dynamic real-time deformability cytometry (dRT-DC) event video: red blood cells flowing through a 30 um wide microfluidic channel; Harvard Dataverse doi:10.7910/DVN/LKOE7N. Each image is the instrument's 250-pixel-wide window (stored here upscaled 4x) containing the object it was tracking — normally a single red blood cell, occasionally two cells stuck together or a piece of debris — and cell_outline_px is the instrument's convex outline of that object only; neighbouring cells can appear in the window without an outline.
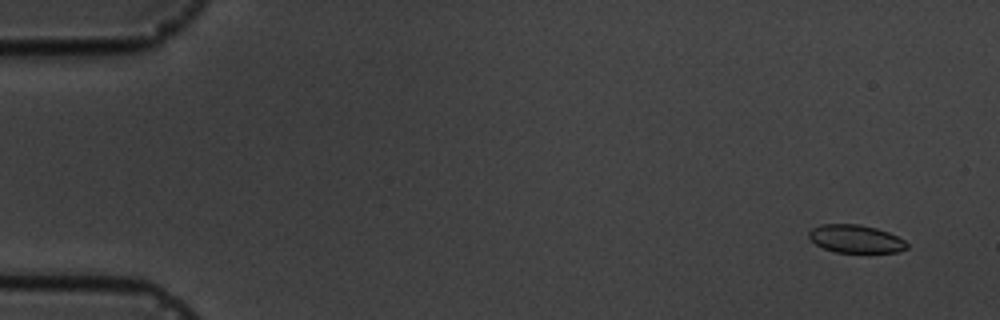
{"species": "common noctule bat (a hibernating species)", "species_latin": "Nyctalus noctula", "temperature_condition": "cold", "stored_images_in_passage": 5, "camera_frame_rate_fps": 3000, "um_per_image_px": 0.085, "animal": {"sex": "male", "body_mass_g": 19.5, "forearm_length_mm": 54.6}, "frame": {"image": 1, "passage_image": 2, "time_ms": 1.0, "image_size_px": [1000, 320], "cell_outline_px": [[908, 248], [896, 252], [836, 252], [824, 248], [816, 244], [808, 236], [808, 232], [812, 228], [820, 224], [860, 224], [876, 228], [888, 232], [904, 240], [908, 244]], "centroid_in_image_um": [72.72, 20.29], "position_along_channel_um": 12.3, "area_um2": 15.9}}
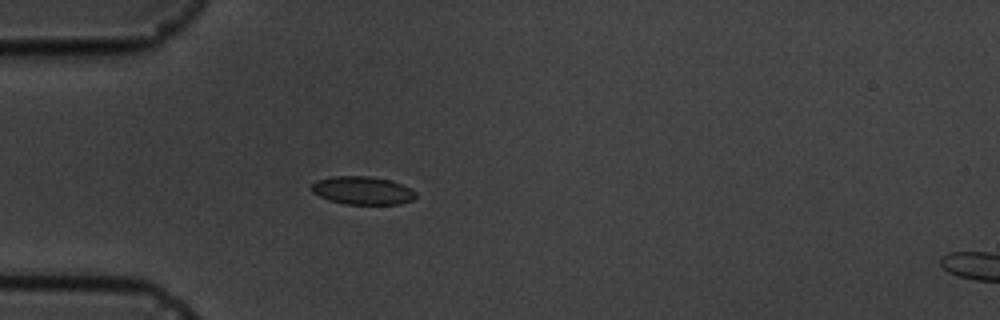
{"frame": {"image": 2, "passage_image": 5, "time_ms": 5.333, "image_size_px": [1000, 320], "cell_outline_px": [[416, 196], [412, 200], [400, 204], [344, 204], [328, 200], [312, 192], [312, 184], [316, 180], [332, 176], [368, 176], [388, 180], [400, 184], [416, 192]], "centroid_in_image_um": [30.78, 16.2], "position_along_channel_um": 54.2, "area_um2": 16.94}}